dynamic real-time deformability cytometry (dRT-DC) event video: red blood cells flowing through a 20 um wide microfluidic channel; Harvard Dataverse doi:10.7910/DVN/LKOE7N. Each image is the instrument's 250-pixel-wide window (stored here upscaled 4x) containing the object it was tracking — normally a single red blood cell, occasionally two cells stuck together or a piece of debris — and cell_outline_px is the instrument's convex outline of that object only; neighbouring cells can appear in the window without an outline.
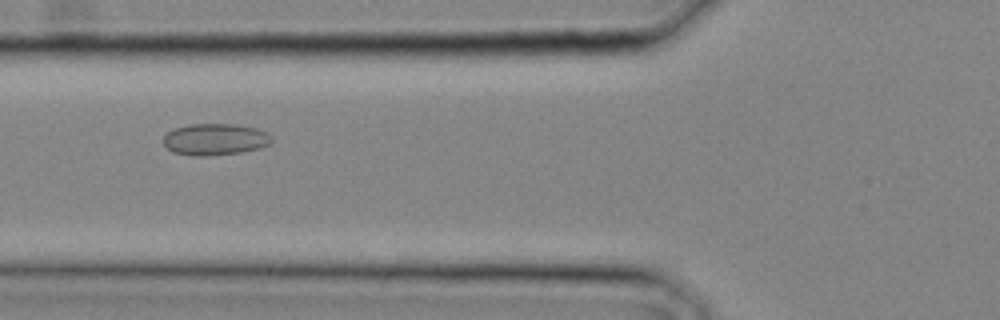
{"species": "common noctule bat (a hibernating species)", "species_latin": "Nyctalus noctula", "temperature_condition": "cold", "stored_images_in_passage": 21, "camera_frame_rate_fps": 3000, "um_per_image_px": 0.085, "animal": {"sex": "male", "body_mass_g": 20.4}, "frame": {"image": 1, "passage_image": 6, "time_ms": 1.667, "image_size_px": [1000, 320], "cell_outline_px": [[272, 144], [260, 148], [240, 152], [208, 156], [192, 156], [172, 152], [164, 144], [164, 136], [168, 132], [176, 128], [188, 124], [236, 124], [256, 128], [268, 132], [272, 136]], "centroid_in_image_um": [18.32, 11.85], "position_along_channel_um": 107.5, "area_um2": 20.11}}
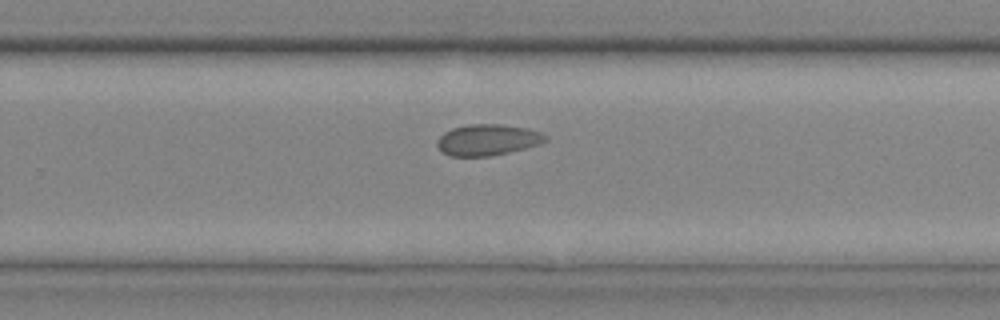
{"frame": {"image": 2, "passage_image": 14, "time_ms": 4.333, "image_size_px": [1000, 320], "cell_outline_px": [[548, 140], [540, 144], [492, 156], [448, 156], [436, 144], [436, 140], [444, 132], [452, 128], [468, 124], [500, 124], [528, 128], [540, 132], [548, 136]], "centroid_in_image_um": [41.45, 11.88], "position_along_channel_um": 288.3, "area_um2": 19.71}}
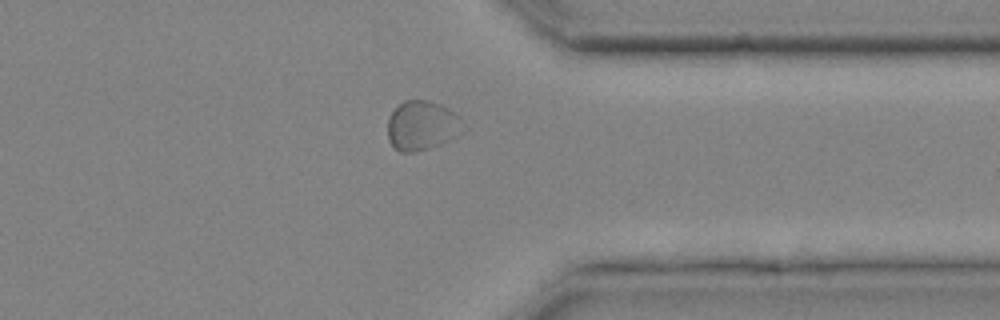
{"frame": {"image": 3, "passage_image": 18, "time_ms": 5.667, "image_size_px": [1000, 320], "cell_outline_px": [[468, 128], [460, 136], [440, 144], [428, 148], [412, 152], [400, 152], [388, 140], [388, 116], [404, 100], [428, 100], [440, 104], [448, 108], [460, 116]], "centroid_in_image_um": [35.94, 10.67], "position_along_channel_um": 375.5, "area_um2": 22.14}}